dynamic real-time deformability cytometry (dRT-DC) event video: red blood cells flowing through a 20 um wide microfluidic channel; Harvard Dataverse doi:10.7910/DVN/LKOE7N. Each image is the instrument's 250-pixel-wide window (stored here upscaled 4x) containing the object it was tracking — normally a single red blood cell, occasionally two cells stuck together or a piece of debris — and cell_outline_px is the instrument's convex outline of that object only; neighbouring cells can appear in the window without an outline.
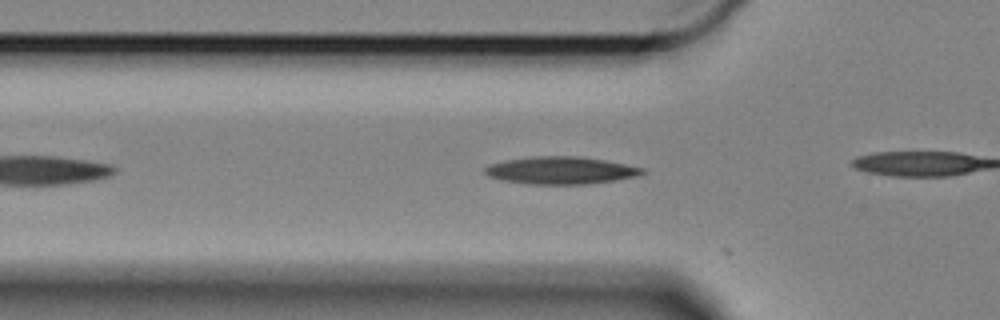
{"species": "Egyptian fruit bat (a non-hibernating species)", "species_latin": "Rousettus aegyptiacus", "temperature_condition": "cold", "stored_images_in_passage": 10, "camera_frame_rate_fps": 3000, "um_per_image_px": 0.085, "animal": {"sex": "female"}, "frame": {"image": 1, "passage_image": 8, "time_ms": 2.333, "image_size_px": [1000, 320], "cell_outline_px": [[648, 172], [636, 176], [616, 180], [584, 184], [528, 184], [504, 180], [488, 176], [484, 172], [484, 168], [492, 164], [504, 160], [532, 156], [580, 156], [604, 160], [644, 168]], "centroid_in_image_um": [47.67, 14.48], "position_along_channel_um": 78.1, "area_um2": 25.09}}